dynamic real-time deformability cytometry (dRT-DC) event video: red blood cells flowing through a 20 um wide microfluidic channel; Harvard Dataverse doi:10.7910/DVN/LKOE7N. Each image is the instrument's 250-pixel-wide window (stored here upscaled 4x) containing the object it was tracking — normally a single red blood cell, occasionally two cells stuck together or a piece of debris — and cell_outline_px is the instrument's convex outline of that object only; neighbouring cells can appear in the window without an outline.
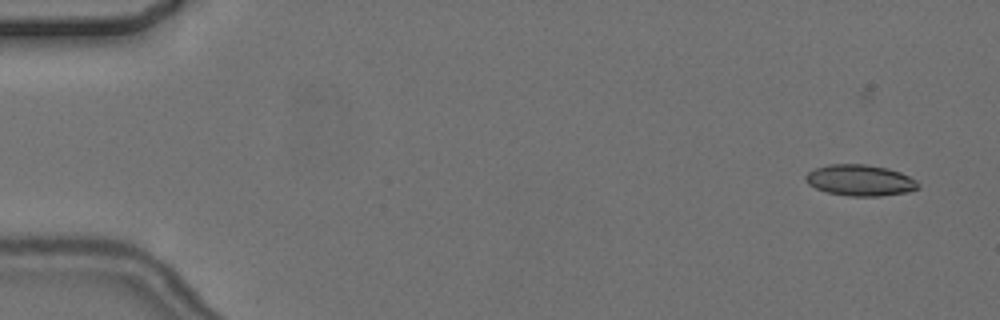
{"species": "common noctule bat (a hibernating species)", "species_latin": "Nyctalus noctula", "temperature_condition": "cold", "stored_images_in_passage": 4, "segment_of_instrument_passage": [2, 2], "camera_frame_rate_fps": 3000, "um_per_image_px": 0.085, "animal": {"sex": "female", "body_mass_g": 24.6, "forearm_length_mm": 56.2}, "frame": {"image": 1, "passage_image": 4, "time_ms": 3.667, "image_size_px": [1000, 320], "cell_outline_px": [[920, 188], [908, 192], [880, 196], [848, 196], [828, 192], [816, 188], [808, 184], [804, 176], [808, 172], [816, 168], [828, 164], [864, 164], [888, 168], [900, 172], [916, 180], [920, 184]], "centroid_in_image_um": [73.13, 15.32], "position_along_channel_um": 11.9, "area_um2": 20.46}}